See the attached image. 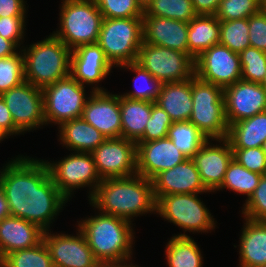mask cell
I'll use <instances>...</instances> for the list:
<instances>
[{
  "label": "cell",
  "mask_w": 266,
  "mask_h": 267,
  "mask_svg": "<svg viewBox=\"0 0 266 267\" xmlns=\"http://www.w3.org/2000/svg\"><path fill=\"white\" fill-rule=\"evenodd\" d=\"M121 137L137 142L144 134L152 112V102L132 100L120 95Z\"/></svg>",
  "instance_id": "obj_29"
},
{
  "label": "cell",
  "mask_w": 266,
  "mask_h": 267,
  "mask_svg": "<svg viewBox=\"0 0 266 267\" xmlns=\"http://www.w3.org/2000/svg\"><path fill=\"white\" fill-rule=\"evenodd\" d=\"M221 0H192L197 15H215Z\"/></svg>",
  "instance_id": "obj_48"
},
{
  "label": "cell",
  "mask_w": 266,
  "mask_h": 267,
  "mask_svg": "<svg viewBox=\"0 0 266 267\" xmlns=\"http://www.w3.org/2000/svg\"><path fill=\"white\" fill-rule=\"evenodd\" d=\"M50 231V232H49ZM76 235L44 231L43 241L48 248L54 267H97L98 261L87 240L77 227Z\"/></svg>",
  "instance_id": "obj_15"
},
{
  "label": "cell",
  "mask_w": 266,
  "mask_h": 267,
  "mask_svg": "<svg viewBox=\"0 0 266 267\" xmlns=\"http://www.w3.org/2000/svg\"><path fill=\"white\" fill-rule=\"evenodd\" d=\"M0 267H3V256L1 255V252H0Z\"/></svg>",
  "instance_id": "obj_56"
},
{
  "label": "cell",
  "mask_w": 266,
  "mask_h": 267,
  "mask_svg": "<svg viewBox=\"0 0 266 267\" xmlns=\"http://www.w3.org/2000/svg\"><path fill=\"white\" fill-rule=\"evenodd\" d=\"M2 168L0 189L9 215L34 223L44 231L50 230L68 200L54 184L44 160L18 155Z\"/></svg>",
  "instance_id": "obj_1"
},
{
  "label": "cell",
  "mask_w": 266,
  "mask_h": 267,
  "mask_svg": "<svg viewBox=\"0 0 266 267\" xmlns=\"http://www.w3.org/2000/svg\"><path fill=\"white\" fill-rule=\"evenodd\" d=\"M173 124L170 116L155 102H152V112L146 123L143 136L137 142H148L166 138L168 130Z\"/></svg>",
  "instance_id": "obj_41"
},
{
  "label": "cell",
  "mask_w": 266,
  "mask_h": 267,
  "mask_svg": "<svg viewBox=\"0 0 266 267\" xmlns=\"http://www.w3.org/2000/svg\"><path fill=\"white\" fill-rule=\"evenodd\" d=\"M112 68V64L97 43L82 45L72 50L70 75L81 85H93V92L107 91L98 83L105 80Z\"/></svg>",
  "instance_id": "obj_18"
},
{
  "label": "cell",
  "mask_w": 266,
  "mask_h": 267,
  "mask_svg": "<svg viewBox=\"0 0 266 267\" xmlns=\"http://www.w3.org/2000/svg\"><path fill=\"white\" fill-rule=\"evenodd\" d=\"M3 267H54L48 248L42 240L31 248L17 250L3 258Z\"/></svg>",
  "instance_id": "obj_35"
},
{
  "label": "cell",
  "mask_w": 266,
  "mask_h": 267,
  "mask_svg": "<svg viewBox=\"0 0 266 267\" xmlns=\"http://www.w3.org/2000/svg\"><path fill=\"white\" fill-rule=\"evenodd\" d=\"M219 43L236 53L250 47L248 19L220 21Z\"/></svg>",
  "instance_id": "obj_36"
},
{
  "label": "cell",
  "mask_w": 266,
  "mask_h": 267,
  "mask_svg": "<svg viewBox=\"0 0 266 267\" xmlns=\"http://www.w3.org/2000/svg\"><path fill=\"white\" fill-rule=\"evenodd\" d=\"M250 47L266 52V13L259 11L248 18Z\"/></svg>",
  "instance_id": "obj_45"
},
{
  "label": "cell",
  "mask_w": 266,
  "mask_h": 267,
  "mask_svg": "<svg viewBox=\"0 0 266 267\" xmlns=\"http://www.w3.org/2000/svg\"><path fill=\"white\" fill-rule=\"evenodd\" d=\"M144 15L165 17L189 23L197 13L192 0H153L144 10Z\"/></svg>",
  "instance_id": "obj_34"
},
{
  "label": "cell",
  "mask_w": 266,
  "mask_h": 267,
  "mask_svg": "<svg viewBox=\"0 0 266 267\" xmlns=\"http://www.w3.org/2000/svg\"><path fill=\"white\" fill-rule=\"evenodd\" d=\"M260 11L266 13V0H260Z\"/></svg>",
  "instance_id": "obj_53"
},
{
  "label": "cell",
  "mask_w": 266,
  "mask_h": 267,
  "mask_svg": "<svg viewBox=\"0 0 266 267\" xmlns=\"http://www.w3.org/2000/svg\"><path fill=\"white\" fill-rule=\"evenodd\" d=\"M28 46L21 48L26 82L43 89L70 75L72 50L53 33Z\"/></svg>",
  "instance_id": "obj_4"
},
{
  "label": "cell",
  "mask_w": 266,
  "mask_h": 267,
  "mask_svg": "<svg viewBox=\"0 0 266 267\" xmlns=\"http://www.w3.org/2000/svg\"><path fill=\"white\" fill-rule=\"evenodd\" d=\"M245 219L239 242V267L266 265V221Z\"/></svg>",
  "instance_id": "obj_24"
},
{
  "label": "cell",
  "mask_w": 266,
  "mask_h": 267,
  "mask_svg": "<svg viewBox=\"0 0 266 267\" xmlns=\"http://www.w3.org/2000/svg\"><path fill=\"white\" fill-rule=\"evenodd\" d=\"M24 81V57L21 50L15 55L0 58V95Z\"/></svg>",
  "instance_id": "obj_38"
},
{
  "label": "cell",
  "mask_w": 266,
  "mask_h": 267,
  "mask_svg": "<svg viewBox=\"0 0 266 267\" xmlns=\"http://www.w3.org/2000/svg\"><path fill=\"white\" fill-rule=\"evenodd\" d=\"M227 139L232 149L262 147L266 140V111L229 125Z\"/></svg>",
  "instance_id": "obj_28"
},
{
  "label": "cell",
  "mask_w": 266,
  "mask_h": 267,
  "mask_svg": "<svg viewBox=\"0 0 266 267\" xmlns=\"http://www.w3.org/2000/svg\"><path fill=\"white\" fill-rule=\"evenodd\" d=\"M136 62L162 84L184 81L195 75L194 59L187 53L144 42Z\"/></svg>",
  "instance_id": "obj_11"
},
{
  "label": "cell",
  "mask_w": 266,
  "mask_h": 267,
  "mask_svg": "<svg viewBox=\"0 0 266 267\" xmlns=\"http://www.w3.org/2000/svg\"><path fill=\"white\" fill-rule=\"evenodd\" d=\"M91 155L101 179L137 174V144L131 140L107 138Z\"/></svg>",
  "instance_id": "obj_13"
},
{
  "label": "cell",
  "mask_w": 266,
  "mask_h": 267,
  "mask_svg": "<svg viewBox=\"0 0 266 267\" xmlns=\"http://www.w3.org/2000/svg\"><path fill=\"white\" fill-rule=\"evenodd\" d=\"M233 159L246 169L265 175L266 174V152L262 147L247 149H232Z\"/></svg>",
  "instance_id": "obj_43"
},
{
  "label": "cell",
  "mask_w": 266,
  "mask_h": 267,
  "mask_svg": "<svg viewBox=\"0 0 266 267\" xmlns=\"http://www.w3.org/2000/svg\"><path fill=\"white\" fill-rule=\"evenodd\" d=\"M262 175L252 172L232 158L228 164L224 179L218 191L228 189L248 199L257 188Z\"/></svg>",
  "instance_id": "obj_33"
},
{
  "label": "cell",
  "mask_w": 266,
  "mask_h": 267,
  "mask_svg": "<svg viewBox=\"0 0 266 267\" xmlns=\"http://www.w3.org/2000/svg\"><path fill=\"white\" fill-rule=\"evenodd\" d=\"M103 18H142L144 10L136 0H94Z\"/></svg>",
  "instance_id": "obj_40"
},
{
  "label": "cell",
  "mask_w": 266,
  "mask_h": 267,
  "mask_svg": "<svg viewBox=\"0 0 266 267\" xmlns=\"http://www.w3.org/2000/svg\"><path fill=\"white\" fill-rule=\"evenodd\" d=\"M81 219L76 226L84 234L99 263L132 258L135 244L132 222L99 211Z\"/></svg>",
  "instance_id": "obj_3"
},
{
  "label": "cell",
  "mask_w": 266,
  "mask_h": 267,
  "mask_svg": "<svg viewBox=\"0 0 266 267\" xmlns=\"http://www.w3.org/2000/svg\"><path fill=\"white\" fill-rule=\"evenodd\" d=\"M243 206L242 214L244 218L266 221V174L262 175L257 188L245 200Z\"/></svg>",
  "instance_id": "obj_42"
},
{
  "label": "cell",
  "mask_w": 266,
  "mask_h": 267,
  "mask_svg": "<svg viewBox=\"0 0 266 267\" xmlns=\"http://www.w3.org/2000/svg\"><path fill=\"white\" fill-rule=\"evenodd\" d=\"M137 3L145 10L153 0H136Z\"/></svg>",
  "instance_id": "obj_52"
},
{
  "label": "cell",
  "mask_w": 266,
  "mask_h": 267,
  "mask_svg": "<svg viewBox=\"0 0 266 267\" xmlns=\"http://www.w3.org/2000/svg\"><path fill=\"white\" fill-rule=\"evenodd\" d=\"M5 138L8 139L10 137L0 129V143L4 141Z\"/></svg>",
  "instance_id": "obj_54"
},
{
  "label": "cell",
  "mask_w": 266,
  "mask_h": 267,
  "mask_svg": "<svg viewBox=\"0 0 266 267\" xmlns=\"http://www.w3.org/2000/svg\"><path fill=\"white\" fill-rule=\"evenodd\" d=\"M131 260L132 258H128L121 261L100 262L98 263L97 267H140L136 264L134 265Z\"/></svg>",
  "instance_id": "obj_50"
},
{
  "label": "cell",
  "mask_w": 266,
  "mask_h": 267,
  "mask_svg": "<svg viewBox=\"0 0 266 267\" xmlns=\"http://www.w3.org/2000/svg\"><path fill=\"white\" fill-rule=\"evenodd\" d=\"M82 118L107 138L121 137L120 94L90 91Z\"/></svg>",
  "instance_id": "obj_19"
},
{
  "label": "cell",
  "mask_w": 266,
  "mask_h": 267,
  "mask_svg": "<svg viewBox=\"0 0 266 267\" xmlns=\"http://www.w3.org/2000/svg\"><path fill=\"white\" fill-rule=\"evenodd\" d=\"M7 215H9L8 204L2 190L0 189V220Z\"/></svg>",
  "instance_id": "obj_51"
},
{
  "label": "cell",
  "mask_w": 266,
  "mask_h": 267,
  "mask_svg": "<svg viewBox=\"0 0 266 267\" xmlns=\"http://www.w3.org/2000/svg\"><path fill=\"white\" fill-rule=\"evenodd\" d=\"M228 125L266 111V89L260 83L239 80L224 88Z\"/></svg>",
  "instance_id": "obj_16"
},
{
  "label": "cell",
  "mask_w": 266,
  "mask_h": 267,
  "mask_svg": "<svg viewBox=\"0 0 266 267\" xmlns=\"http://www.w3.org/2000/svg\"><path fill=\"white\" fill-rule=\"evenodd\" d=\"M198 194L164 195L157 199L156 215L183 229L174 236H189L185 232L208 233L216 228V221Z\"/></svg>",
  "instance_id": "obj_8"
},
{
  "label": "cell",
  "mask_w": 266,
  "mask_h": 267,
  "mask_svg": "<svg viewBox=\"0 0 266 267\" xmlns=\"http://www.w3.org/2000/svg\"><path fill=\"white\" fill-rule=\"evenodd\" d=\"M220 42V21L215 15H197L188 23V55L194 60Z\"/></svg>",
  "instance_id": "obj_27"
},
{
  "label": "cell",
  "mask_w": 266,
  "mask_h": 267,
  "mask_svg": "<svg viewBox=\"0 0 266 267\" xmlns=\"http://www.w3.org/2000/svg\"><path fill=\"white\" fill-rule=\"evenodd\" d=\"M194 65L195 76L222 88L241 80L239 53L220 43L201 53L194 60Z\"/></svg>",
  "instance_id": "obj_14"
},
{
  "label": "cell",
  "mask_w": 266,
  "mask_h": 267,
  "mask_svg": "<svg viewBox=\"0 0 266 267\" xmlns=\"http://www.w3.org/2000/svg\"><path fill=\"white\" fill-rule=\"evenodd\" d=\"M167 137L187 158H192L208 138L189 120L173 122Z\"/></svg>",
  "instance_id": "obj_31"
},
{
  "label": "cell",
  "mask_w": 266,
  "mask_h": 267,
  "mask_svg": "<svg viewBox=\"0 0 266 267\" xmlns=\"http://www.w3.org/2000/svg\"><path fill=\"white\" fill-rule=\"evenodd\" d=\"M142 43V18L103 19L97 44L113 67L135 62Z\"/></svg>",
  "instance_id": "obj_7"
},
{
  "label": "cell",
  "mask_w": 266,
  "mask_h": 267,
  "mask_svg": "<svg viewBox=\"0 0 266 267\" xmlns=\"http://www.w3.org/2000/svg\"><path fill=\"white\" fill-rule=\"evenodd\" d=\"M44 162L54 184L68 201L72 198L74 190L83 187H89L90 200L102 182L91 153L72 152L59 161L44 160Z\"/></svg>",
  "instance_id": "obj_9"
},
{
  "label": "cell",
  "mask_w": 266,
  "mask_h": 267,
  "mask_svg": "<svg viewBox=\"0 0 266 267\" xmlns=\"http://www.w3.org/2000/svg\"><path fill=\"white\" fill-rule=\"evenodd\" d=\"M44 230L16 216L0 220V252L3 258L14 251L31 248L43 240Z\"/></svg>",
  "instance_id": "obj_23"
},
{
  "label": "cell",
  "mask_w": 266,
  "mask_h": 267,
  "mask_svg": "<svg viewBox=\"0 0 266 267\" xmlns=\"http://www.w3.org/2000/svg\"><path fill=\"white\" fill-rule=\"evenodd\" d=\"M84 85L71 75L45 86L44 118L46 125H58L82 117L83 109L90 95L87 96Z\"/></svg>",
  "instance_id": "obj_10"
},
{
  "label": "cell",
  "mask_w": 266,
  "mask_h": 267,
  "mask_svg": "<svg viewBox=\"0 0 266 267\" xmlns=\"http://www.w3.org/2000/svg\"><path fill=\"white\" fill-rule=\"evenodd\" d=\"M25 21L26 17H0V36L13 42L20 50L26 35Z\"/></svg>",
  "instance_id": "obj_44"
},
{
  "label": "cell",
  "mask_w": 266,
  "mask_h": 267,
  "mask_svg": "<svg viewBox=\"0 0 266 267\" xmlns=\"http://www.w3.org/2000/svg\"><path fill=\"white\" fill-rule=\"evenodd\" d=\"M143 42L188 54V23L165 17L143 15Z\"/></svg>",
  "instance_id": "obj_22"
},
{
  "label": "cell",
  "mask_w": 266,
  "mask_h": 267,
  "mask_svg": "<svg viewBox=\"0 0 266 267\" xmlns=\"http://www.w3.org/2000/svg\"><path fill=\"white\" fill-rule=\"evenodd\" d=\"M241 80L260 83L266 74V52L248 47L239 53Z\"/></svg>",
  "instance_id": "obj_37"
},
{
  "label": "cell",
  "mask_w": 266,
  "mask_h": 267,
  "mask_svg": "<svg viewBox=\"0 0 266 267\" xmlns=\"http://www.w3.org/2000/svg\"><path fill=\"white\" fill-rule=\"evenodd\" d=\"M53 34L71 50L98 42L103 15L94 0H62Z\"/></svg>",
  "instance_id": "obj_5"
},
{
  "label": "cell",
  "mask_w": 266,
  "mask_h": 267,
  "mask_svg": "<svg viewBox=\"0 0 266 267\" xmlns=\"http://www.w3.org/2000/svg\"><path fill=\"white\" fill-rule=\"evenodd\" d=\"M261 85L266 89V74L264 80L261 82Z\"/></svg>",
  "instance_id": "obj_55"
},
{
  "label": "cell",
  "mask_w": 266,
  "mask_h": 267,
  "mask_svg": "<svg viewBox=\"0 0 266 267\" xmlns=\"http://www.w3.org/2000/svg\"><path fill=\"white\" fill-rule=\"evenodd\" d=\"M212 141H216V144L211 143ZM232 158V147L227 138L211 139V141L208 139L191 158L199 171L202 183L209 193H214L221 187Z\"/></svg>",
  "instance_id": "obj_17"
},
{
  "label": "cell",
  "mask_w": 266,
  "mask_h": 267,
  "mask_svg": "<svg viewBox=\"0 0 266 267\" xmlns=\"http://www.w3.org/2000/svg\"><path fill=\"white\" fill-rule=\"evenodd\" d=\"M155 103L164 109L173 122L188 121L193 107L192 78L162 84Z\"/></svg>",
  "instance_id": "obj_26"
},
{
  "label": "cell",
  "mask_w": 266,
  "mask_h": 267,
  "mask_svg": "<svg viewBox=\"0 0 266 267\" xmlns=\"http://www.w3.org/2000/svg\"><path fill=\"white\" fill-rule=\"evenodd\" d=\"M120 69H129L134 72V90L126 92L124 96L132 100H145L149 102H156L160 94L162 83L155 79L145 68H143L136 61L129 64L119 66Z\"/></svg>",
  "instance_id": "obj_32"
},
{
  "label": "cell",
  "mask_w": 266,
  "mask_h": 267,
  "mask_svg": "<svg viewBox=\"0 0 266 267\" xmlns=\"http://www.w3.org/2000/svg\"><path fill=\"white\" fill-rule=\"evenodd\" d=\"M262 148L266 152V140L264 141V144H263Z\"/></svg>",
  "instance_id": "obj_57"
},
{
  "label": "cell",
  "mask_w": 266,
  "mask_h": 267,
  "mask_svg": "<svg viewBox=\"0 0 266 267\" xmlns=\"http://www.w3.org/2000/svg\"><path fill=\"white\" fill-rule=\"evenodd\" d=\"M0 129L9 137L13 135L23 134L13 122L11 113L5 104L3 98L0 96Z\"/></svg>",
  "instance_id": "obj_47"
},
{
  "label": "cell",
  "mask_w": 266,
  "mask_h": 267,
  "mask_svg": "<svg viewBox=\"0 0 266 267\" xmlns=\"http://www.w3.org/2000/svg\"><path fill=\"white\" fill-rule=\"evenodd\" d=\"M58 131L60 144L74 152L91 153L106 139L82 117L62 123Z\"/></svg>",
  "instance_id": "obj_25"
},
{
  "label": "cell",
  "mask_w": 266,
  "mask_h": 267,
  "mask_svg": "<svg viewBox=\"0 0 266 267\" xmlns=\"http://www.w3.org/2000/svg\"><path fill=\"white\" fill-rule=\"evenodd\" d=\"M168 267H203V254L191 236H173L166 244Z\"/></svg>",
  "instance_id": "obj_30"
},
{
  "label": "cell",
  "mask_w": 266,
  "mask_h": 267,
  "mask_svg": "<svg viewBox=\"0 0 266 267\" xmlns=\"http://www.w3.org/2000/svg\"><path fill=\"white\" fill-rule=\"evenodd\" d=\"M193 123L208 139L227 138L229 125L225 114L224 88L192 77Z\"/></svg>",
  "instance_id": "obj_6"
},
{
  "label": "cell",
  "mask_w": 266,
  "mask_h": 267,
  "mask_svg": "<svg viewBox=\"0 0 266 267\" xmlns=\"http://www.w3.org/2000/svg\"><path fill=\"white\" fill-rule=\"evenodd\" d=\"M0 96L11 113L14 125L23 134L46 126L41 88L24 81Z\"/></svg>",
  "instance_id": "obj_12"
},
{
  "label": "cell",
  "mask_w": 266,
  "mask_h": 267,
  "mask_svg": "<svg viewBox=\"0 0 266 267\" xmlns=\"http://www.w3.org/2000/svg\"><path fill=\"white\" fill-rule=\"evenodd\" d=\"M136 144L137 174L150 180L187 159L168 137Z\"/></svg>",
  "instance_id": "obj_20"
},
{
  "label": "cell",
  "mask_w": 266,
  "mask_h": 267,
  "mask_svg": "<svg viewBox=\"0 0 266 267\" xmlns=\"http://www.w3.org/2000/svg\"><path fill=\"white\" fill-rule=\"evenodd\" d=\"M19 51L20 49L13 42L0 36V58L15 55Z\"/></svg>",
  "instance_id": "obj_49"
},
{
  "label": "cell",
  "mask_w": 266,
  "mask_h": 267,
  "mask_svg": "<svg viewBox=\"0 0 266 267\" xmlns=\"http://www.w3.org/2000/svg\"><path fill=\"white\" fill-rule=\"evenodd\" d=\"M88 201L99 212L130 222L139 215L156 214L153 183L139 174L102 179Z\"/></svg>",
  "instance_id": "obj_2"
},
{
  "label": "cell",
  "mask_w": 266,
  "mask_h": 267,
  "mask_svg": "<svg viewBox=\"0 0 266 267\" xmlns=\"http://www.w3.org/2000/svg\"><path fill=\"white\" fill-rule=\"evenodd\" d=\"M24 0H0V17H27Z\"/></svg>",
  "instance_id": "obj_46"
},
{
  "label": "cell",
  "mask_w": 266,
  "mask_h": 267,
  "mask_svg": "<svg viewBox=\"0 0 266 267\" xmlns=\"http://www.w3.org/2000/svg\"><path fill=\"white\" fill-rule=\"evenodd\" d=\"M260 11V0H221L215 14L219 21L249 18Z\"/></svg>",
  "instance_id": "obj_39"
},
{
  "label": "cell",
  "mask_w": 266,
  "mask_h": 267,
  "mask_svg": "<svg viewBox=\"0 0 266 267\" xmlns=\"http://www.w3.org/2000/svg\"><path fill=\"white\" fill-rule=\"evenodd\" d=\"M151 181L156 200L164 195L209 192L190 158L171 169L158 173Z\"/></svg>",
  "instance_id": "obj_21"
}]
</instances>
